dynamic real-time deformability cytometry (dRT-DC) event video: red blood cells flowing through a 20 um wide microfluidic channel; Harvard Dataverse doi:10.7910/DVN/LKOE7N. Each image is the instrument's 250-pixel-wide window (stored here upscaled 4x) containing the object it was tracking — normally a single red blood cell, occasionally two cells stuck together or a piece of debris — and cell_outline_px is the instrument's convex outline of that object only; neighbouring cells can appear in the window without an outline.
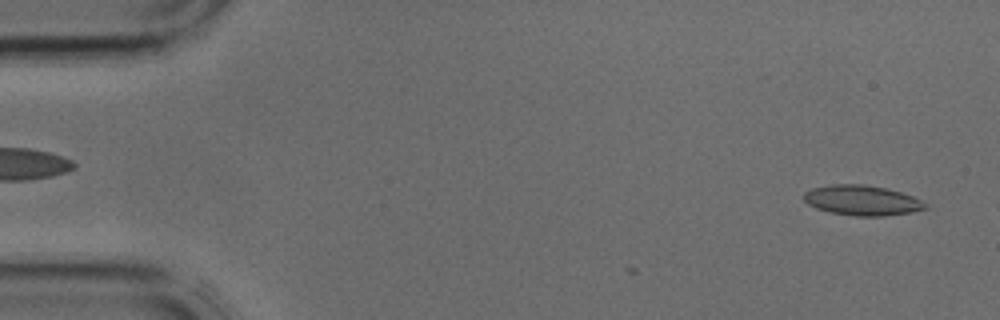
{"species": "common noctule bat (a hibernating species)", "species_latin": "Nyctalus noctula", "temperature_condition": "cold", "stored_images_in_passage": 3, "camera_frame_rate_fps": 3000, "um_per_image_px": 0.085, "animal": {"sex": "male", "body_mass_g": 17.9, "forearm_length_mm": 54.2}, "frame": {"image": 1, "passage_image": 3, "time_ms": 0.667, "image_size_px": [1000, 320], "cell_outline_px": [[928, 208], [912, 212], [884, 216], [856, 216], [828, 212], [816, 208], [808, 204], [804, 200], [804, 192], [812, 188], [832, 184], [864, 184], [884, 188], [900, 192], [912, 196], [928, 204]], "centroid_in_image_um": [73.27, 17.03], "position_along_channel_um": 11.7, "area_um2": 21.33}}